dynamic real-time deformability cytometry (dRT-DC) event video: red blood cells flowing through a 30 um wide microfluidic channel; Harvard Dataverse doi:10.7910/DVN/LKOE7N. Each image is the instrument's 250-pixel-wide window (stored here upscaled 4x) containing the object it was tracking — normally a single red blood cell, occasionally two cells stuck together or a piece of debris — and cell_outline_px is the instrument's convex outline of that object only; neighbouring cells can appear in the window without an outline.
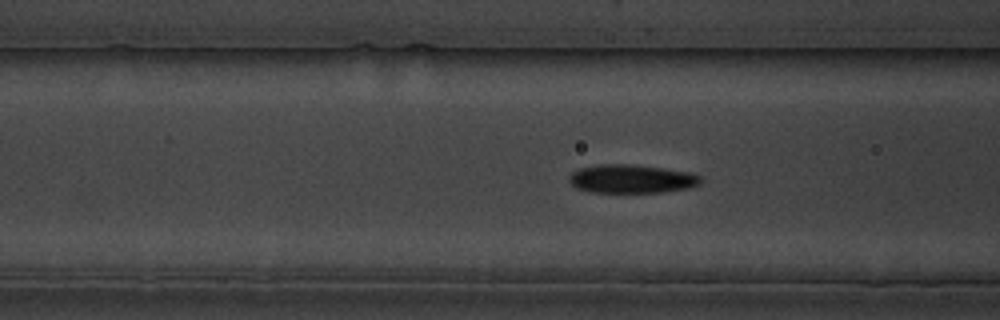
{"species": "common noctule bat (a hibernating species)", "species_latin": "Nyctalus noctula", "temperature_condition": "cold", "stored_images_in_passage": 48, "camera_frame_rate_fps": 3000, "um_per_image_px": 0.085, "animal": {"sex": "male", "body_mass_g": 19.5, "forearm_length_mm": 54.6}, "frame": {"image": 1, "passage_image": 11, "time_ms": 3.333, "image_size_px": [1000, 320], "cell_outline_px": [[692, 180], [688, 184], [668, 188], [592, 188], [580, 184], [576, 180], [576, 176], [580, 172], [596, 168], [632, 168], [668, 172], [692, 176]], "centroid_in_image_um": [53.62, 15.18], "position_along_channel_um": 113.0, "area_um2": 13.99}}
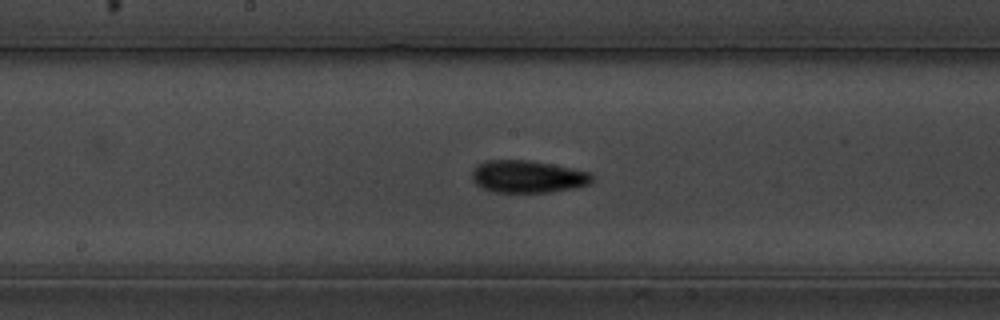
{"frame": {"image": 2, "passage_image": 19, "time_ms": 6.0, "image_size_px": [1000, 320], "cell_outline_px": [[584, 180], [576, 184], [548, 188], [500, 188], [484, 184], [480, 180], [480, 172], [484, 168], [496, 164], [524, 164], [552, 168], [572, 172], [584, 176]], "centroid_in_image_um": [44.82, 15.02], "position_along_channel_um": 203.4, "area_um2": 14.39}}
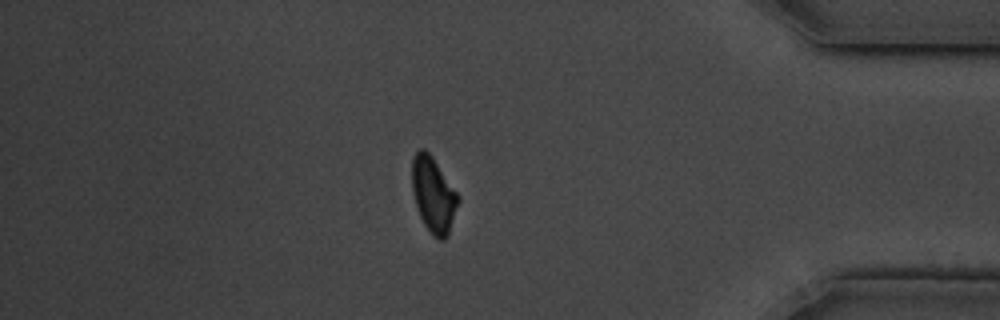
{"frame": {"image": 3, "passage_image": 39, "time_ms": 12.667, "image_size_px": [1000, 320], "cell_outline_px": [[456, 200], [444, 236], [440, 236], [428, 224], [420, 208], [416, 196], [416, 156], [420, 152], [424, 152], [432, 160], [456, 196]], "centroid_in_image_um": [36.86, 16.52], "position_along_channel_um": 398.3, "area_um2": 15.26}, "authors_computed_cell_mechanics": {"area_um2": 14.6234, "velocity_mm_per_s": 3.391, "shape_relaxation_time_tau1_ms": 4.0007, "shape_relaxation_time_tau2_ms": null, "deformation_change_tau1": 0.1907, "deformation_change_tau2": null}}